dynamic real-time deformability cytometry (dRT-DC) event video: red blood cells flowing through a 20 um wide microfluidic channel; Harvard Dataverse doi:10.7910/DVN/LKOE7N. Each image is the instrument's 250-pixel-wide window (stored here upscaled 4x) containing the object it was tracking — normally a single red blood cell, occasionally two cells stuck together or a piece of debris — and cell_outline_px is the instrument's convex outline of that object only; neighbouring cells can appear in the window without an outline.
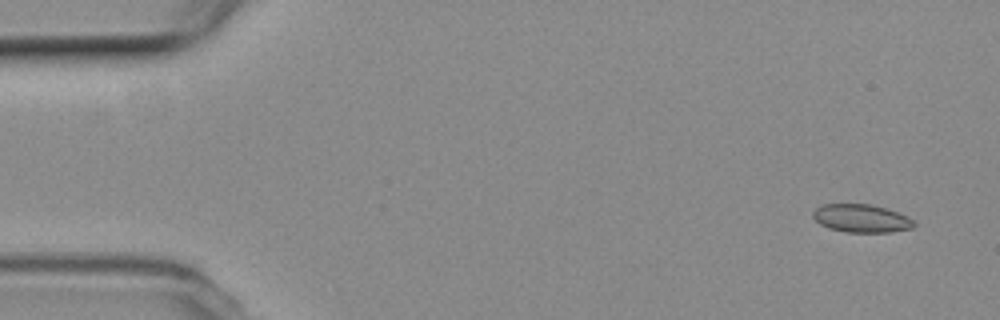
{"species": "common noctule bat (a hibernating species)", "species_latin": "Nyctalus noctula", "temperature_condition": "room temperature", "stored_images_in_passage": 54, "camera_frame_rate_fps": 3000, "um_per_image_px": 0.085, "animal": {"sex": "female", "body_mass_g": 19.3, "forearm_length_mm": 54.1}, "frame": {"image": 1, "passage_image": 2, "time_ms": 0.333, "image_size_px": [1000, 320], "cell_outline_px": [[916, 224], [912, 228], [888, 232], [844, 232], [828, 228], [820, 224], [812, 216], [812, 212], [816, 208], [824, 204], [868, 204], [884, 208], [908, 216]], "centroid_in_image_um": [73.19, 18.56], "position_along_channel_um": 11.8, "area_um2": 16.42}}
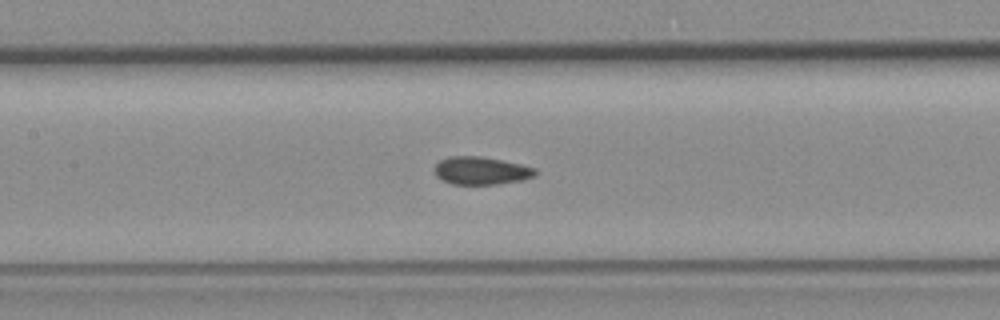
{"frame": {"image": 2, "passage_image": 24, "time_ms": 7.667, "image_size_px": [1000, 320], "cell_outline_px": [[536, 176], [524, 180], [496, 184], [452, 184], [436, 176], [436, 164], [440, 160], [452, 156], [480, 156], [520, 164], [536, 168]], "centroid_in_image_um": [40.93, 14.51], "position_along_channel_um": 166.5, "area_um2": 16.18}}
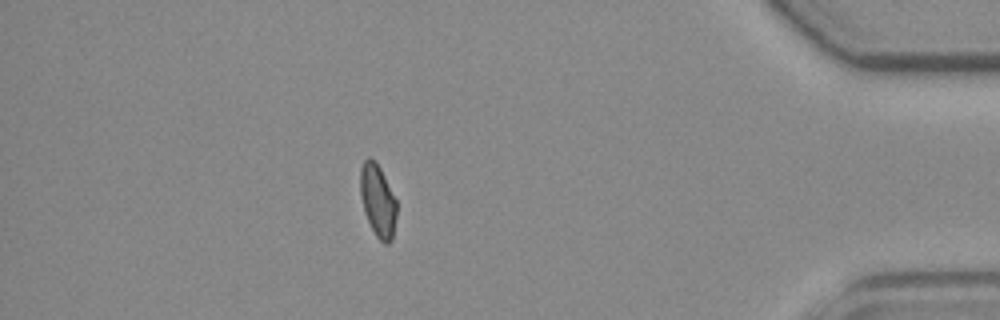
{"frame": {"image": 3, "passage_image": 47, "time_ms": 15.333, "image_size_px": [1000, 320], "cell_outline_px": [[396, 216], [392, 240], [388, 244], [384, 244], [376, 236], [364, 212], [360, 196], [360, 168], [364, 160], [368, 156], [376, 160], [396, 200]], "centroid_in_image_um": [32.1, 17.03], "position_along_channel_um": 403.1, "area_um2": 15.37}, "authors_computed_cell_mechanics": {"area_um2": 16.2129, "velocity_mm_per_s": 3.7228, "shape_relaxation_time_tau1_ms": null, "shape_relaxation_time_tau2_ms": 2.7877, "deformation_change_tau1": null, "deformation_change_tau2": 0.0672}}